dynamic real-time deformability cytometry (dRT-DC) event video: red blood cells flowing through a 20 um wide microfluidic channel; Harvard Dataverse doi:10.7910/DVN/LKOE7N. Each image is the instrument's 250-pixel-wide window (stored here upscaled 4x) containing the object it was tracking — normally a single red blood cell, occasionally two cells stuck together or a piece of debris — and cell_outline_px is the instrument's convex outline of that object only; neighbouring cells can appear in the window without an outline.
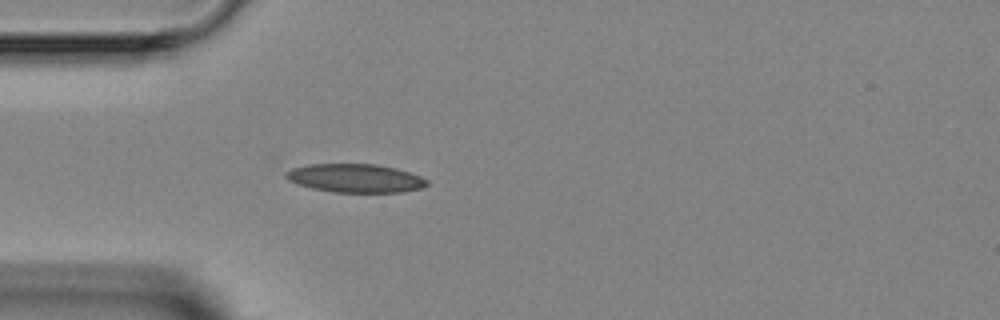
{"species": "Egyptian fruit bat (a non-hibernating species)", "species_latin": "Rousettus aegyptiacus", "temperature_condition": "room temperature", "stored_images_in_passage": 3, "camera_frame_rate_fps": 3000, "um_per_image_px": 0.085, "animal": {"sex": "female"}, "frame": {"image": 1, "passage_image": 3, "time_ms": 2.333, "image_size_px": [1000, 320], "cell_outline_px": [[428, 184], [420, 188], [404, 192], [332, 192], [312, 188], [296, 184], [288, 180], [284, 176], [284, 172], [292, 168], [308, 164], [376, 164], [396, 168], [420, 176], [428, 180]], "centroid_in_image_um": [30.16, 15.14], "position_along_channel_um": 54.8, "area_um2": 23.52}}